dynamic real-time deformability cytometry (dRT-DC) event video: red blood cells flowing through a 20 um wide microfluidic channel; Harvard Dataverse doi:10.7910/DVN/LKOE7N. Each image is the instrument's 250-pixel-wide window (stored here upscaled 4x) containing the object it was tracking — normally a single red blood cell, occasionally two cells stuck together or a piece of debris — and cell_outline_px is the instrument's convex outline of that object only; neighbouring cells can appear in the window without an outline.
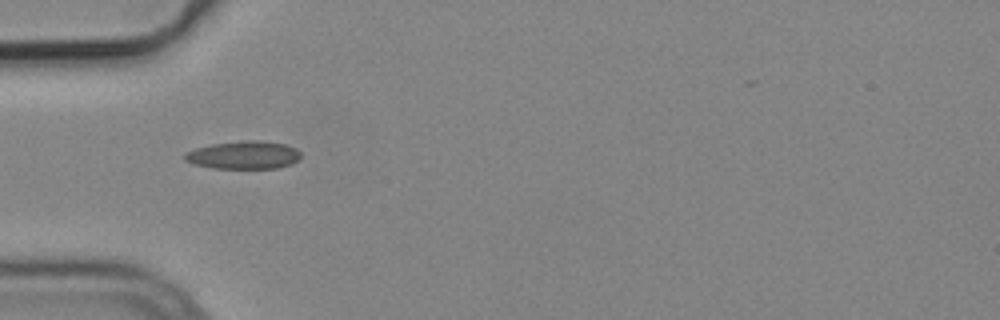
{"species": "common noctule bat (a hibernating species)", "species_latin": "Nyctalus noctula", "temperature_condition": "cold", "stored_images_in_passage": 7, "camera_frame_rate_fps": 3000, "um_per_image_px": 0.085, "animal": {"sex": "male", "body_mass_g": 19.2, "forearm_length_mm": 51.8}, "frame": {"image": 1, "passage_image": 1, "time_ms": 0.0, "image_size_px": [1000, 320], "cell_outline_px": [[300, 156], [292, 164], [276, 168], [212, 168], [196, 164], [184, 160], [184, 152], [196, 148], [212, 144], [244, 140], [260, 140], [284, 144], [296, 148], [300, 152]], "centroid_in_image_um": [20.7, 13.17], "position_along_channel_um": 64.3, "area_um2": 18.84}}
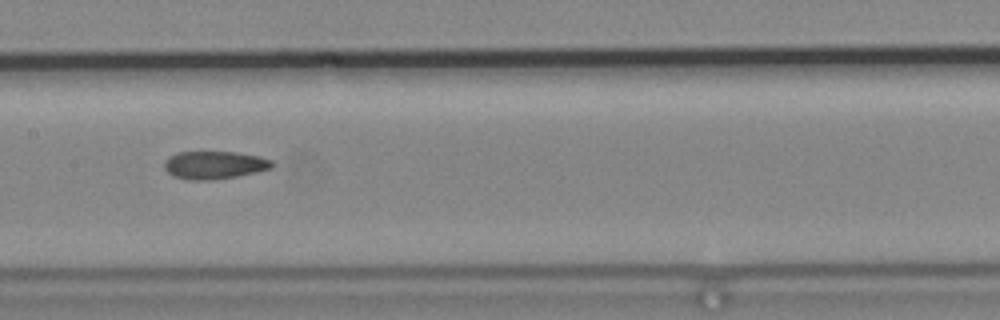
{"frame": {"image": 2, "passage_image": 4, "time_ms": 1.0, "image_size_px": [1000, 320], "cell_outline_px": [[272, 168], [256, 172], [236, 176], [212, 180], [188, 180], [172, 176], [164, 168], [164, 160], [176, 152], [236, 152], [260, 156], [272, 160]], "centroid_in_image_um": [18.19, 14.03], "position_along_channel_um": 189.2, "area_um2": 17.57}}
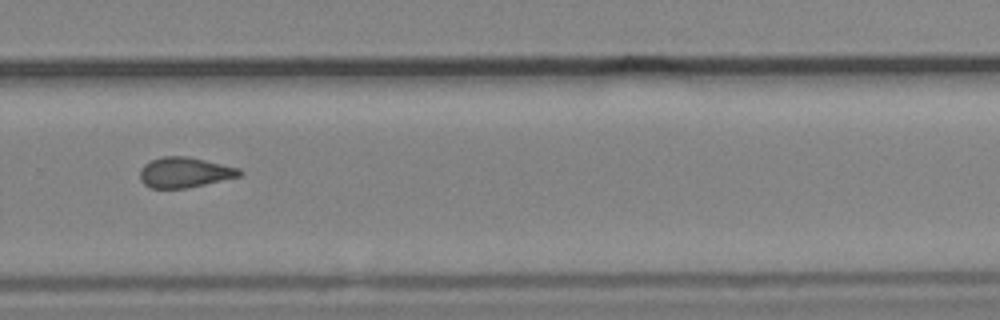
{"frame": {"image": 3, "passage_image": 7, "time_ms": 2.0, "image_size_px": [1000, 320], "cell_outline_px": [[244, 172], [240, 176], [204, 184], [184, 188], [152, 188], [144, 184], [140, 180], [140, 168], [144, 164], [160, 156], [188, 156], [240, 168]], "centroid_in_image_um": [15.68, 14.64], "position_along_channel_um": 314.1, "area_um2": 17.57}}